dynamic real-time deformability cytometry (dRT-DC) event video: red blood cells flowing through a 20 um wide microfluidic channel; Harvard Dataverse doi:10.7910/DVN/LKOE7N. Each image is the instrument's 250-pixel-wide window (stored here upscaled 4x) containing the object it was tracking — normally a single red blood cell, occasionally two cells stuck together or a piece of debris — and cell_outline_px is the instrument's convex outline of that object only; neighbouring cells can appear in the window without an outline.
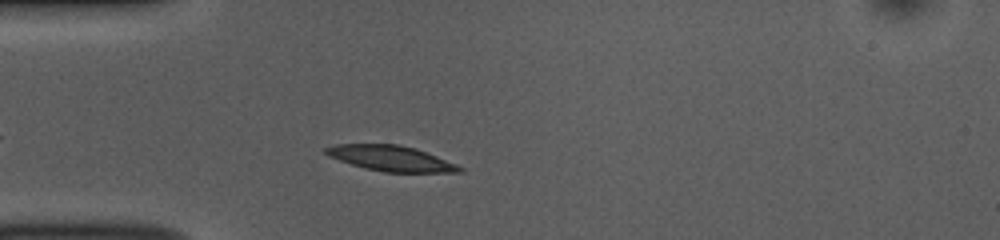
{"species": "common noctule bat (a hibernating species)", "species_latin": "Nyctalus noctula", "temperature_condition": "room temperature", "stored_images_in_passage": 38, "camera_frame_rate_fps": 3000, "um_per_image_px": 0.085, "animal": {"sex": "female", "body_mass_g": 10.0, "forearm_length_mm": 53.1}, "frame": {"image": 1, "passage_image": 6, "time_ms": 1.667, "image_size_px": [1000, 240], "cell_outline_px": [[464, 172], [384, 172], [364, 168], [328, 156], [324, 152], [324, 148], [336, 144], [400, 144], [416, 148], [456, 164], [464, 168]], "centroid_in_image_um": [33.23, 13.45], "position_along_channel_um": 51.8, "area_um2": 19.77}}
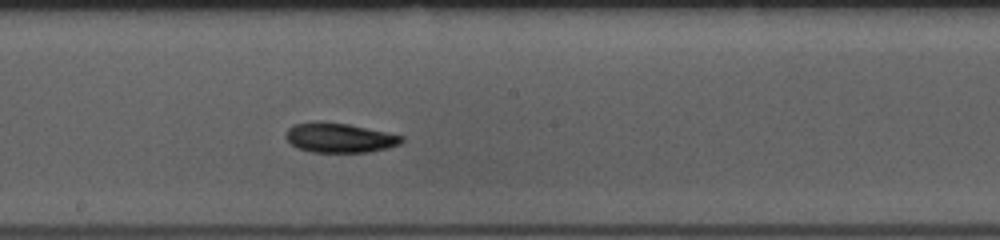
{"frame": {"image": 2, "passage_image": 20, "time_ms": 6.333, "image_size_px": [1000, 240], "cell_outline_px": [[404, 140], [400, 144], [388, 148], [368, 152], [312, 152], [296, 148], [284, 136], [288, 128], [292, 124], [320, 120], [348, 124], [404, 136]], "centroid_in_image_um": [28.82, 11.7], "position_along_channel_um": 219.4, "area_um2": 20.17}}
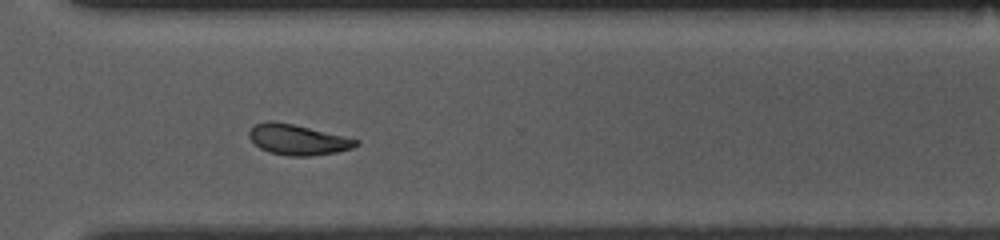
{"frame": {"image": 3, "passage_image": 30, "time_ms": 9.667, "image_size_px": [1000, 240], "cell_outline_px": [[360, 144], [352, 148], [336, 152], [312, 156], [288, 156], [268, 152], [260, 148], [248, 136], [248, 132], [256, 124], [268, 120], [292, 124], [344, 136], [360, 140]], "centroid_in_image_um": [25.32, 11.88], "position_along_channel_um": 345.3, "area_um2": 18.84}, "authors_computed_cell_mechanics": {"area_um2": 19.3919, "velocity_mm_per_s": 3.7867, "shape_relaxation_time_tau1_ms": 2.5669, "shape_relaxation_time_tau2_ms": null, "deformation_change_tau1": 0.1153, "deformation_change_tau2": null}}